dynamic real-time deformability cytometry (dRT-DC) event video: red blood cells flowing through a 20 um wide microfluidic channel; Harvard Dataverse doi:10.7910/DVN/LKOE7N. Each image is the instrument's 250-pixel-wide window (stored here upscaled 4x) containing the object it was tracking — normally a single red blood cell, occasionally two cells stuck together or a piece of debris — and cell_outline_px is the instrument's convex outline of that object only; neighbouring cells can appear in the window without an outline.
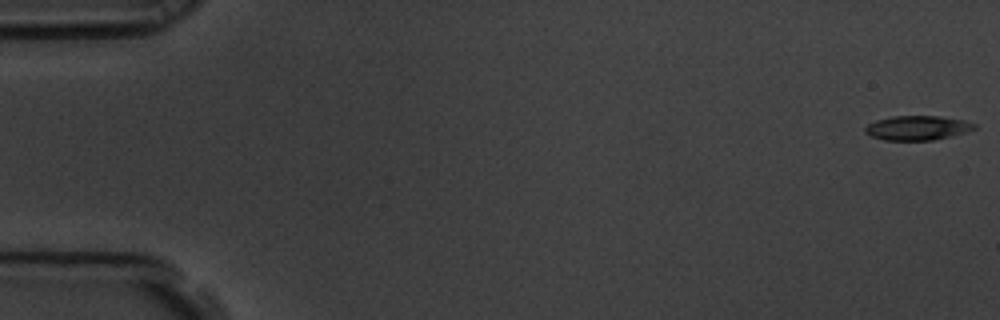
{"species": "common noctule bat (a hibernating species)", "species_latin": "Nyctalus noctula", "temperature_condition": "room temperature", "stored_images_in_passage": 5, "camera_frame_rate_fps": 3000, "um_per_image_px": 0.085, "animal": {"sex": "male", "body_mass_g": 19.5, "forearm_length_mm": 54.6}, "frame": {"image": 1, "passage_image": 1, "time_ms": 0.0, "image_size_px": [1000, 320], "cell_outline_px": [[976, 128], [964, 132], [932, 140], [884, 140], [872, 136], [864, 132], [864, 128], [868, 124], [876, 120], [892, 116], [940, 116], [964, 120], [976, 124]], "centroid_in_image_um": [77.94, 10.86], "position_along_channel_um": 7.1, "area_um2": 15.37}}
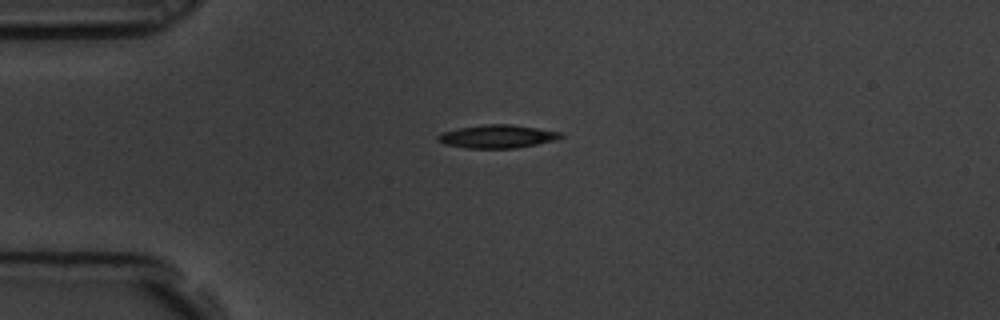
{"frame": {"image": 2, "passage_image": 5, "time_ms": 1.333, "image_size_px": [1000, 320], "cell_outline_px": [[564, 136], [556, 140], [516, 148], [464, 148], [444, 144], [436, 140], [436, 136], [444, 132], [460, 128], [488, 124], [512, 124], [560, 132]], "centroid_in_image_um": [42.26, 11.6], "position_along_channel_um": 42.7, "area_um2": 16.47}}